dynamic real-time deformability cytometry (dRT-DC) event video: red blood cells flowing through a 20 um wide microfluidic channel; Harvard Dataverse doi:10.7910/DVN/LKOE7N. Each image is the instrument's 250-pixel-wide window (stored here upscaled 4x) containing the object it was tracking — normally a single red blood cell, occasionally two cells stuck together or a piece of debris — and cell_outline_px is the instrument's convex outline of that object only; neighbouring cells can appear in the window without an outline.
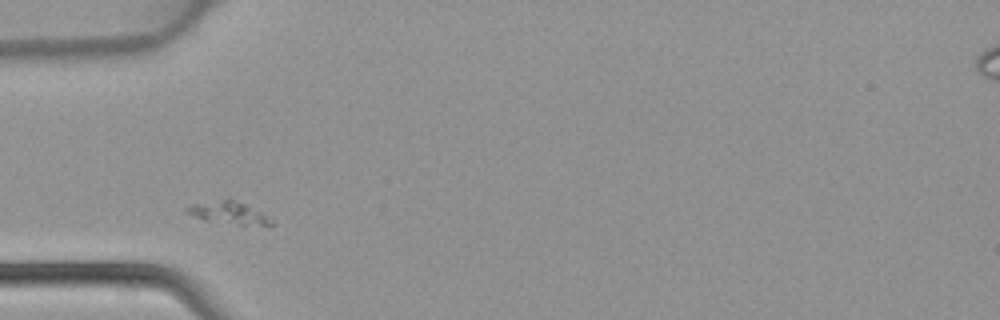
{"species": "common noctule bat (a hibernating species)", "species_latin": "Nyctalus noctula", "temperature_condition": "warm", "stored_images_in_passage": 2, "camera_frame_rate_fps": 3000, "um_per_image_px": 0.085, "animal": {"sex": "female", "body_mass_g": 22.7, "forearm_length_mm": 54.2}, "frame": {"image": 1, "passage_image": 1, "time_ms": 0.0, "image_size_px": [1000, 320], "cell_outline_px": [[272, 224], [268, 228], [208, 220], [196, 216], [188, 212], [184, 208], [192, 204], [224, 200], [232, 200], [244, 204], [260, 212], [272, 220]], "centroid_in_image_um": [19.53, 18.13], "position_along_channel_um": 65.5, "area_um2": 10.52}}